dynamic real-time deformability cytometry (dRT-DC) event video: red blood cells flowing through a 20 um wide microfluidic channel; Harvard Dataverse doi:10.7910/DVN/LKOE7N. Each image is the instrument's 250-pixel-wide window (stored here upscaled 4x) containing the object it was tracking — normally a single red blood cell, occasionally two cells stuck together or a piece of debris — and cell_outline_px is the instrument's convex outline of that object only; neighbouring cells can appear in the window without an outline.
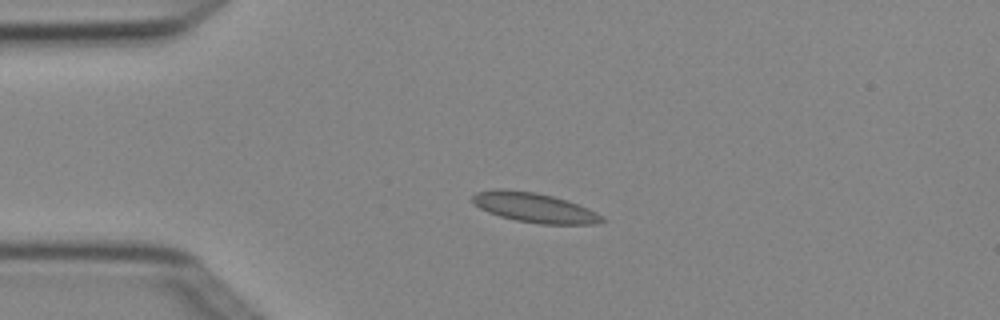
{"species": "Egyptian fruit bat (a non-hibernating species)", "species_latin": "Rousettus aegyptiacus", "temperature_condition": "cold", "stored_images_in_passage": 7, "camera_frame_rate_fps": 3000, "um_per_image_px": 0.085, "animal": {"sex": "female"}, "frame": {"image": 1, "passage_image": 3, "time_ms": 0.667, "image_size_px": [1000, 320], "cell_outline_px": [[604, 220], [600, 224], [540, 224], [516, 220], [500, 216], [488, 212], [480, 208], [472, 200], [472, 196], [476, 192], [492, 188], [504, 188], [536, 192], [552, 196], [588, 208], [604, 216]], "centroid_in_image_um": [45.4, 17.64], "position_along_channel_um": 39.6, "area_um2": 22.43}}
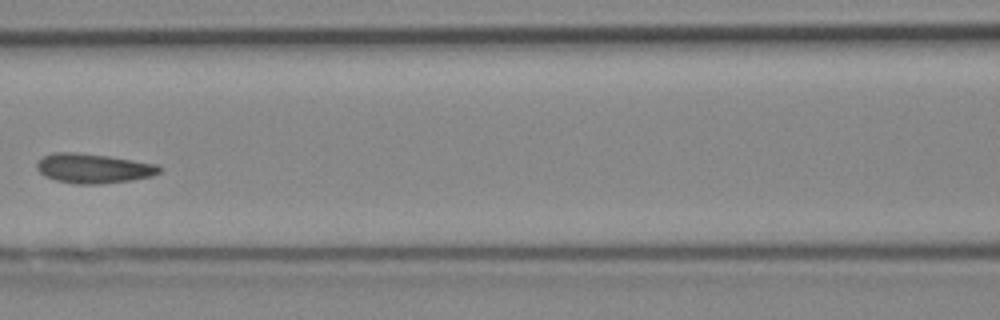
{"frame": {"image": 2, "passage_image": 6, "time_ms": 1.667, "image_size_px": [1000, 320], "cell_outline_px": [[164, 168], [160, 172], [152, 176], [132, 180], [100, 184], [76, 184], [56, 180], [44, 176], [36, 168], [36, 164], [44, 156], [52, 152], [76, 152], [108, 156], [160, 164]], "centroid_in_image_um": [7.98, 14.31], "position_along_channel_um": 158.6, "area_um2": 21.33}}
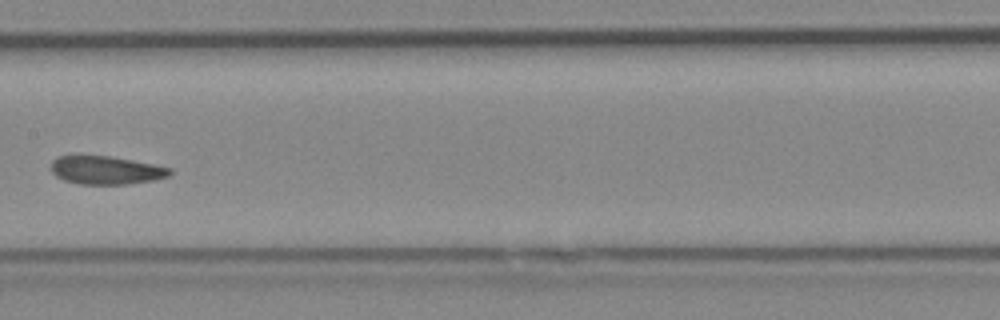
{"frame": {"image": 3, "passage_image": 7, "time_ms": 2.0, "image_size_px": [1000, 320], "cell_outline_px": [[172, 172], [168, 176], [152, 180], [128, 184], [80, 184], [64, 180], [56, 176], [52, 172], [52, 160], [56, 156], [112, 156], [172, 168]], "centroid_in_image_um": [9.01, 14.46], "position_along_channel_um": 198.4, "area_um2": 19.42}}